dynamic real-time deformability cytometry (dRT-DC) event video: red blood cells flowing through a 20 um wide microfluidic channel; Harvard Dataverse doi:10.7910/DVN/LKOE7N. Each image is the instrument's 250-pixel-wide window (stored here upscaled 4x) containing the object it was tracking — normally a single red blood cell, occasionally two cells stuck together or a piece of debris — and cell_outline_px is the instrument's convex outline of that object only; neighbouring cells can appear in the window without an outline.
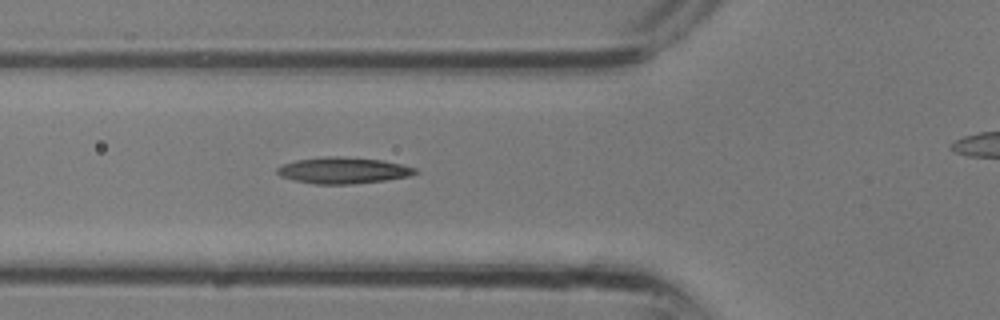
{"species": "common noctule bat (a hibernating species)", "species_latin": "Nyctalus noctula", "temperature_condition": "room temperature", "stored_images_in_passage": 18, "camera_frame_rate_fps": 3000, "um_per_image_px": 0.085, "animal": {"sex": "male", "body_mass_g": 13.3}, "frame": {"image": 1, "passage_image": 2, "time_ms": 0.333, "image_size_px": [1000, 320], "cell_outline_px": [[420, 172], [408, 176], [384, 180], [352, 184], [316, 184], [296, 180], [280, 176], [276, 172], [276, 168], [280, 164], [296, 160], [324, 156], [340, 156], [380, 160], [400, 164], [416, 168]], "centroid_in_image_um": [29.13, 14.48], "position_along_channel_um": 96.7, "area_um2": 21.1}}
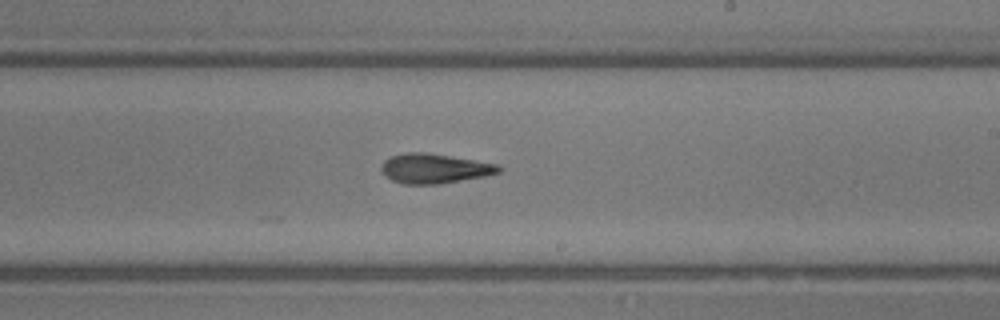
{"frame": {"image": 2, "passage_image": 9, "time_ms": 2.667, "image_size_px": [1000, 320], "cell_outline_px": [[504, 168], [500, 172], [484, 176], [440, 184], [404, 184], [392, 180], [380, 168], [384, 160], [392, 156], [408, 152], [428, 152], [500, 164]], "centroid_in_image_um": [36.98, 14.31], "position_along_channel_um": 252.0, "area_um2": 20.35}}
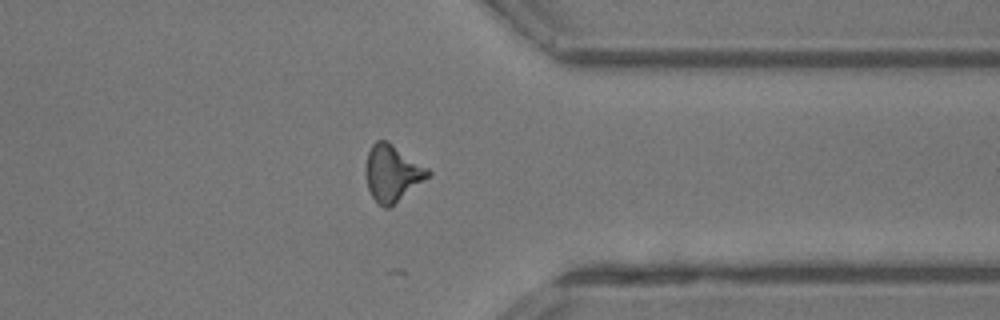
{"frame": {"image": 3, "passage_image": 15, "time_ms": 4.667, "image_size_px": [1000, 320], "cell_outline_px": [[432, 172], [428, 176], [388, 208], [384, 208], [372, 196], [368, 188], [364, 172], [368, 152], [372, 144], [376, 140], [388, 140], [428, 168]], "centroid_in_image_um": [33.3, 14.67], "position_along_channel_um": 378.1, "area_um2": 20.17}}